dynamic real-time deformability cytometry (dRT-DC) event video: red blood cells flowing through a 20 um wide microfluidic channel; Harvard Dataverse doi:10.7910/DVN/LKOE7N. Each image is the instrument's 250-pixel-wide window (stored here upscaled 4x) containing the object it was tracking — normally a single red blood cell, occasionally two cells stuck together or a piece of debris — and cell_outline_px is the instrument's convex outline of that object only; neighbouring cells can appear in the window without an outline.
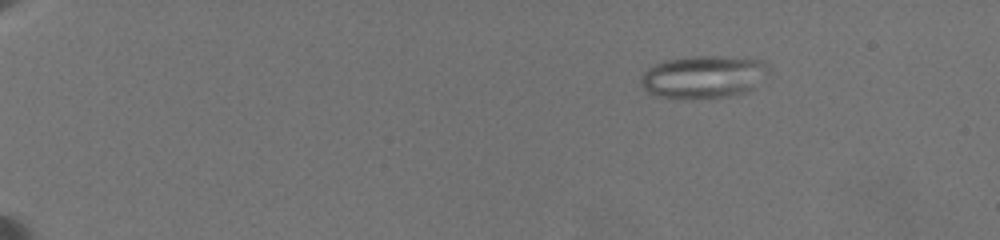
{"species": "common noctule bat (a hibernating species)", "species_latin": "Nyctalus noctula", "temperature_condition": "warm", "stored_images_in_passage": 89, "camera_frame_rate_fps": 3000, "um_per_image_px": 0.085, "animal": {"sex": "female", "body_mass_g": 19.5, "forearm_length_mm": 54.1}, "frame": {"image": 1, "passage_image": 17, "time_ms": 3.667, "image_size_px": [1000, 240], "cell_outline_px": [[768, 72], [756, 88], [748, 92], [728, 96], [688, 100], [656, 96], [648, 92], [644, 88], [640, 80], [644, 72], [648, 68], [664, 60], [688, 56], [720, 56], [764, 60], [768, 64]], "centroid_in_image_um": [59.82, 6.54], "position_along_channel_um": 25.2, "area_um2": 32.31}}
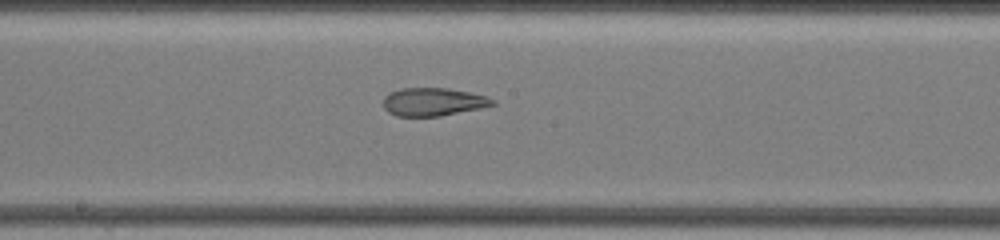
{"frame": {"image": 2, "passage_image": 54, "time_ms": 12.667, "image_size_px": [1000, 240], "cell_outline_px": [[496, 104], [480, 108], [440, 116], [396, 116], [388, 112], [384, 108], [384, 96], [388, 92], [400, 88], [448, 88], [488, 96], [496, 100]], "centroid_in_image_um": [36.81, 8.65], "position_along_channel_um": 211.4, "area_um2": 17.98}}
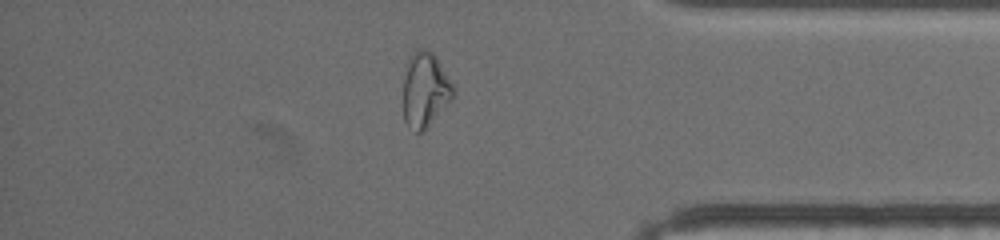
{"frame": {"image": 3, "passage_image": 78, "time_ms": 18.333, "image_size_px": [1000, 240], "cell_outline_px": [[456, 92], [452, 100], [424, 132], [416, 132], [404, 120], [404, 76], [408, 60], [416, 52], [424, 48], [432, 52], [456, 88]], "centroid_in_image_um": [36.17, 7.68], "position_along_channel_um": 399.0, "area_um2": 21.68}, "authors_computed_cell_mechanics": {"area_um2": 26.299, "velocity_mm_per_s": 3.5753, "shape_relaxation_time_tau1_ms": null, "shape_relaxation_time_tau2_ms": 1.8269, "deformation_change_tau1": null, "deformation_change_tau2": 0.0976}}